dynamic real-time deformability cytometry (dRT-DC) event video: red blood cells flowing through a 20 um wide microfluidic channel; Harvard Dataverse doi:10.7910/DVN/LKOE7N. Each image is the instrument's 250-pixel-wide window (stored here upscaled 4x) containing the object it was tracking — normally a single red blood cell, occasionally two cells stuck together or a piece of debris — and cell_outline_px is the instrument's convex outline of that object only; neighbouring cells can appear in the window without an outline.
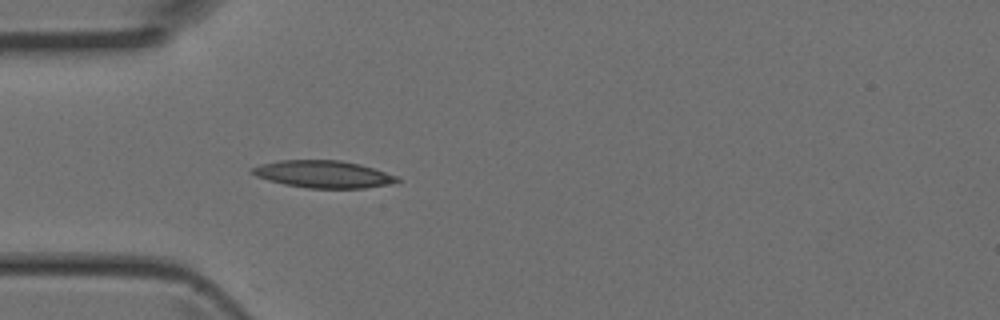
{"species": "Egyptian fruit bat (a non-hibernating species)", "species_latin": "Rousettus aegyptiacus", "temperature_condition": "room temperature", "stored_images_in_passage": 3, "camera_frame_rate_fps": 3000, "um_per_image_px": 0.085, "animal": {"sex": "female"}, "frame": {"image": 1, "passage_image": 3, "time_ms": 0.667, "image_size_px": [1000, 320], "cell_outline_px": [[404, 180], [388, 184], [364, 188], [308, 188], [284, 184], [268, 180], [256, 176], [248, 172], [252, 168], [260, 164], [280, 160], [340, 160], [360, 164], [400, 176]], "centroid_in_image_um": [27.5, 14.8], "position_along_channel_um": 57.5, "area_um2": 23.18}}